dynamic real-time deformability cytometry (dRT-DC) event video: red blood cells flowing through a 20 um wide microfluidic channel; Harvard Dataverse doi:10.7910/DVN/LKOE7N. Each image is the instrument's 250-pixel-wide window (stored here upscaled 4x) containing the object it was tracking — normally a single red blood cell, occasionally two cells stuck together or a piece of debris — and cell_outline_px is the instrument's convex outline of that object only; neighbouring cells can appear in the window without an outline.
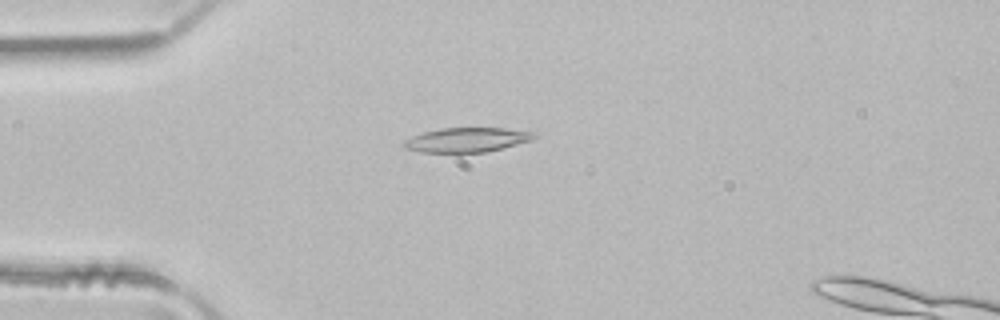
{"species": "common noctule bat (a hibernating species)", "species_latin": "Nyctalus noctula", "temperature_condition": "room temperature", "stored_images_in_passage": 4, "camera_frame_rate_fps": 3000, "um_per_image_px": 0.085, "animal": {"sex": "male", "body_mass_g": 21.5, "forearm_length_mm": 52.0}, "frame": {"image": 1, "passage_image": 4, "time_ms": 1.0, "image_size_px": [1000, 320], "cell_outline_px": [[540, 136], [532, 140], [484, 152], [420, 152], [404, 148], [404, 140], [412, 136], [424, 132], [440, 128], [504, 128], [536, 132]], "centroid_in_image_um": [39.71, 11.87], "position_along_channel_um": 45.3, "area_um2": 18.5}}